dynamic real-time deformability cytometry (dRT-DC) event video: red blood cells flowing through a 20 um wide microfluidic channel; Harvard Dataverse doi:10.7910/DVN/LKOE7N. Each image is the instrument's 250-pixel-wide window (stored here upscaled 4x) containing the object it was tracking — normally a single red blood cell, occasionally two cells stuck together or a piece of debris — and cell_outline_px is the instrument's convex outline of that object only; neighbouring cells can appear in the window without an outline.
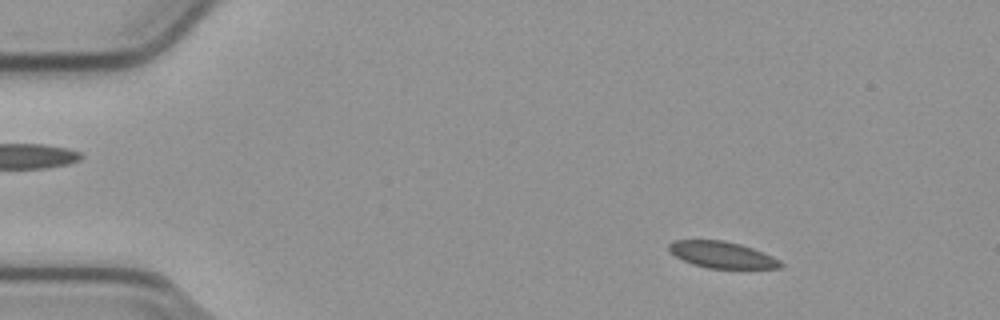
{"species": "common noctule bat (a hibernating species)", "species_latin": "Nyctalus noctula", "temperature_condition": "cold", "stored_images_in_passage": 55, "camera_frame_rate_fps": 3000, "um_per_image_px": 0.085, "animal": {"sex": "male", "body_mass_g": 23.1, "forearm_length_mm": 52.7}, "frame": {"image": 1, "passage_image": 8, "time_ms": 2.333, "image_size_px": [1000, 320], "cell_outline_px": [[784, 268], [708, 268], [692, 264], [676, 256], [668, 248], [668, 244], [672, 240], [724, 240], [740, 244], [764, 252], [780, 260], [784, 264]], "centroid_in_image_um": [61.4, 21.65], "position_along_channel_um": 23.6, "area_um2": 17.22}}
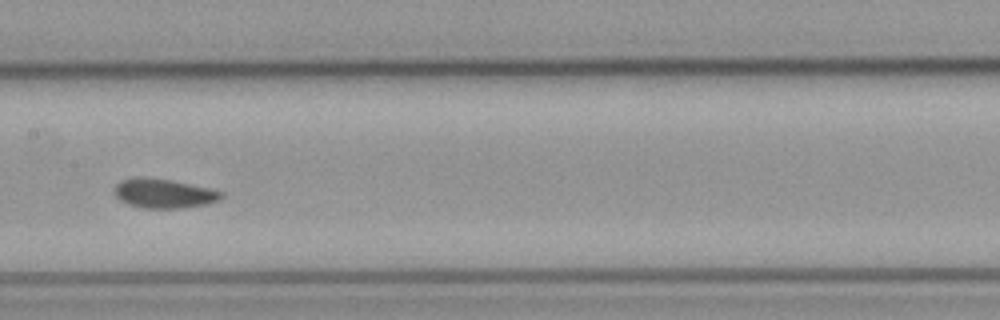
{"frame": {"image": 2, "passage_image": 28, "time_ms": 9.0, "image_size_px": [1000, 320], "cell_outline_px": [[224, 196], [220, 200], [208, 204], [184, 208], [144, 208], [128, 204], [120, 200], [112, 192], [112, 188], [120, 180], [136, 176], [168, 180], [208, 188], [224, 192]], "centroid_in_image_um": [13.89, 16.45], "position_along_channel_um": 193.5, "area_um2": 18.38}}
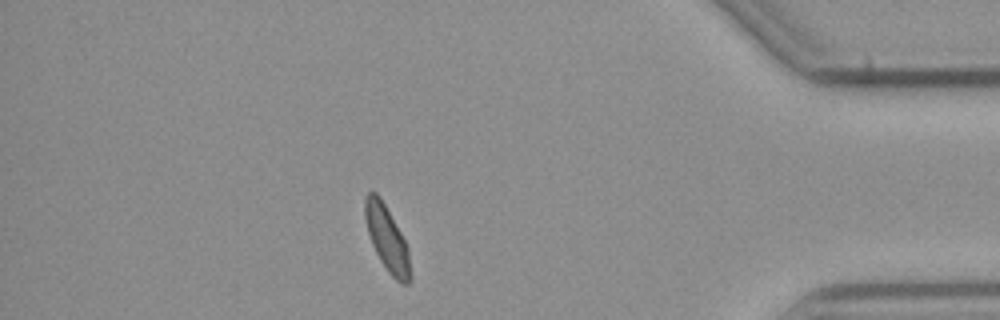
{"frame": {"image": 3, "passage_image": 48, "time_ms": 15.667, "image_size_px": [1000, 320], "cell_outline_px": [[412, 280], [408, 284], [400, 284], [388, 272], [380, 260], [372, 244], [368, 232], [364, 216], [364, 200], [368, 192], [376, 192], [380, 196], [400, 232], [408, 248], [412, 272]], "centroid_in_image_um": [32.91, 20.32], "position_along_channel_um": 402.3, "area_um2": 17.28}, "authors_computed_cell_mechanics": {"area_um2": 17.918, "velocity_mm_per_s": 3.7749, "shape_relaxation_time_tau1_ms": 4.7263, "shape_relaxation_time_tau2_ms": 1.272, "deformation_change_tau1": 0.1178, "deformation_change_tau2": 0.0443}}